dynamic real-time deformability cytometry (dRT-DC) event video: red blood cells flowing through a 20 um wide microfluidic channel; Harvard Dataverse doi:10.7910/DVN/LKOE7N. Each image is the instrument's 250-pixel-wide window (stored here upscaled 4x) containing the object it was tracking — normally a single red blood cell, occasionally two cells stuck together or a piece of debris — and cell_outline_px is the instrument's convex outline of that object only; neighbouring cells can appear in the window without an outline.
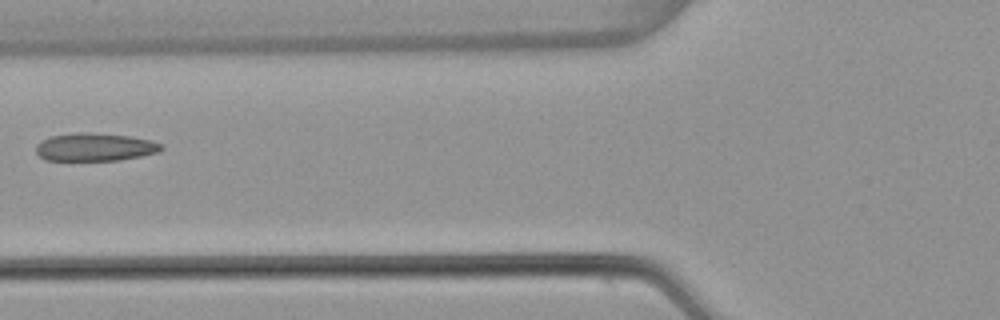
{"species": "common noctule bat (a hibernating species)", "species_latin": "Nyctalus noctula", "temperature_condition": "warm", "stored_images_in_passage": 7, "camera_frame_rate_fps": 3000, "um_per_image_px": 0.085, "animal": {"sex": "female", "body_mass_g": 22.7, "forearm_length_mm": 54.2}, "frame": {"image": 1, "passage_image": 6, "time_ms": 1.667, "image_size_px": [1000, 320], "cell_outline_px": [[164, 148], [160, 152], [120, 160], [44, 160], [36, 152], [36, 144], [52, 136], [76, 132], [88, 132], [132, 136], [152, 140], [164, 144]], "centroid_in_image_um": [8.13, 12.49], "position_along_channel_um": 117.7, "area_um2": 20.58}}
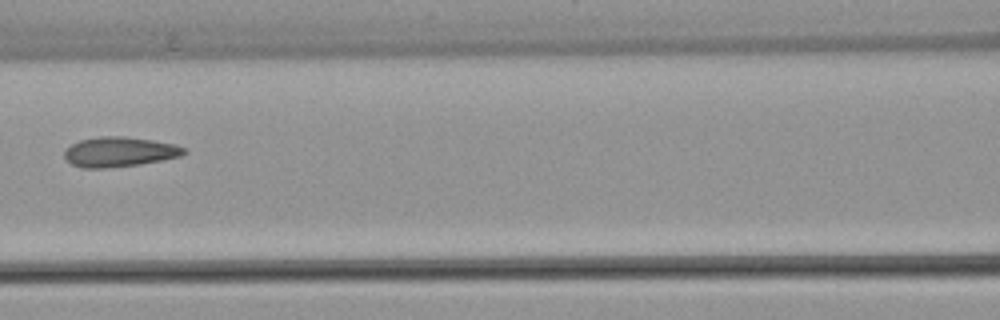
{"frame": {"image": 2, "passage_image": 7, "time_ms": 2.0, "image_size_px": [1000, 320], "cell_outline_px": [[188, 152], [180, 156], [164, 160], [140, 164], [104, 168], [80, 168], [72, 164], [64, 156], [64, 152], [72, 144], [80, 140], [100, 136], [124, 136], [152, 140], [176, 144], [188, 148]], "centroid_in_image_um": [10.2, 12.9], "position_along_channel_um": 156.4, "area_um2": 20.92}}